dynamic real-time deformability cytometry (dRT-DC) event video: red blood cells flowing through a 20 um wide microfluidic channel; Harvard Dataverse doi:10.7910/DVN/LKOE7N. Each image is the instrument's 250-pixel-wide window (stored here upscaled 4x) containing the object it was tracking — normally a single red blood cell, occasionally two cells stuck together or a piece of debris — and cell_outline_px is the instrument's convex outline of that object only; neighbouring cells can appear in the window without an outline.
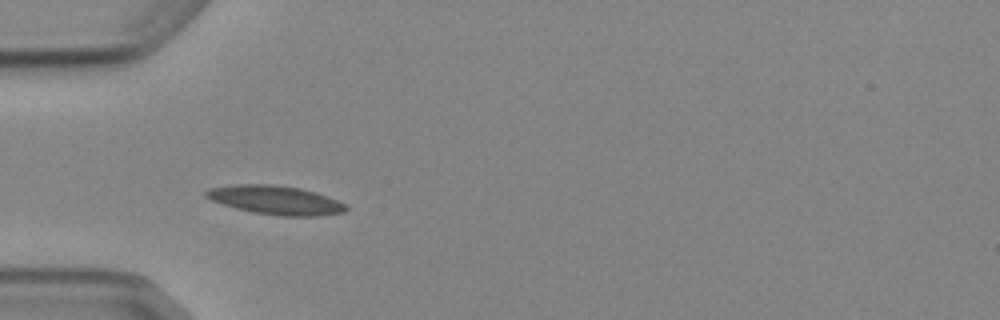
{"species": "Egyptian fruit bat (a non-hibernating species)", "species_latin": "Rousettus aegyptiacus", "temperature_condition": "cold", "stored_images_in_passage": 8, "camera_frame_rate_fps": 3000, "um_per_image_px": 0.085, "animal": {"sex": "female"}, "frame": {"image": 1, "passage_image": 5, "time_ms": 4.667, "image_size_px": [1000, 320], "cell_outline_px": [[348, 208], [344, 212], [320, 216], [280, 216], [256, 212], [236, 208], [212, 200], [204, 196], [204, 192], [208, 188], [236, 184], [272, 184], [300, 188], [316, 192], [328, 196], [348, 204]], "centroid_in_image_um": [23.47, 17.0], "position_along_channel_um": 61.5, "area_um2": 23.58}}
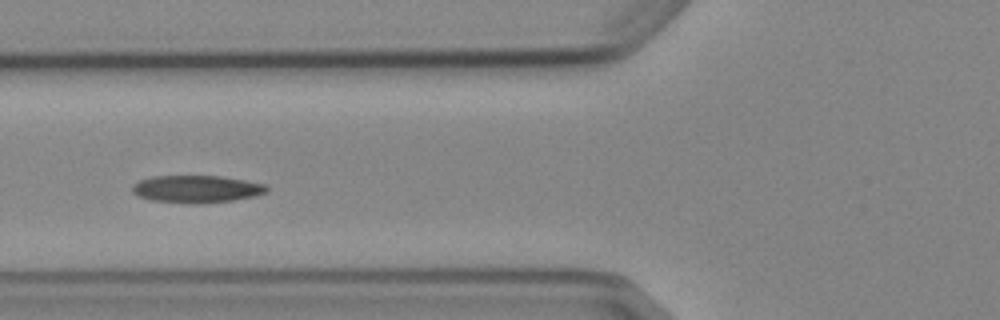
{"frame": {"image": 2, "passage_image": 6, "time_ms": 6.0, "image_size_px": [1000, 320], "cell_outline_px": [[268, 192], [256, 196], [232, 200], [196, 204], [188, 204], [152, 200], [136, 196], [132, 192], [132, 184], [140, 180], [152, 176], [220, 176], [244, 180], [264, 184], [268, 188]], "centroid_in_image_um": [16.68, 16.07], "position_along_channel_um": 109.1, "area_um2": 21.56}}